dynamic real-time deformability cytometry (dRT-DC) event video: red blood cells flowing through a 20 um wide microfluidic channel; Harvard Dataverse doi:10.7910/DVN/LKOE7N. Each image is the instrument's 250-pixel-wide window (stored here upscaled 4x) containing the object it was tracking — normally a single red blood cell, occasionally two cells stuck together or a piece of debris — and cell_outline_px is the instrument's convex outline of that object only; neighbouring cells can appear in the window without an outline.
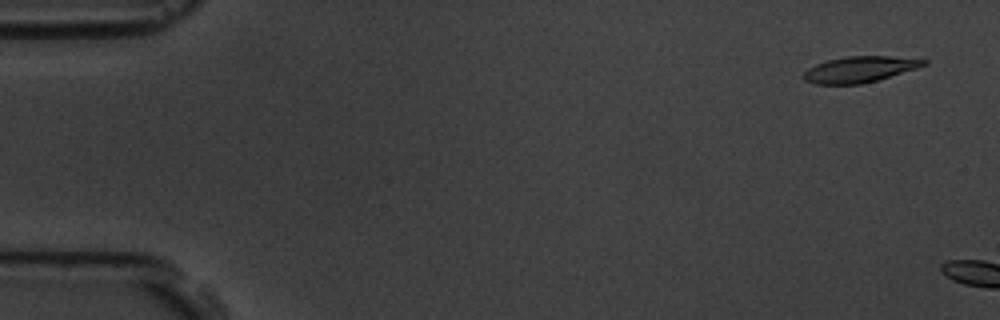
{"species": "common noctule bat (a hibernating species)", "species_latin": "Nyctalus noctula", "temperature_condition": "room temperature", "stored_images_in_passage": 2, "camera_frame_rate_fps": 3000, "um_per_image_px": 0.085, "animal": {"sex": "male", "body_mass_g": 19.5, "forearm_length_mm": 54.6}, "frame": {"image": 1, "passage_image": 1, "time_ms": 0.0, "image_size_px": [1000, 320], "cell_outline_px": [[928, 64], [916, 68], [876, 80], [860, 84], [816, 84], [804, 80], [804, 72], [808, 68], [816, 64], [828, 60], [844, 56], [892, 56], [928, 60]], "centroid_in_image_um": [73.06, 5.88], "position_along_channel_um": 11.9, "area_um2": 17.98}}